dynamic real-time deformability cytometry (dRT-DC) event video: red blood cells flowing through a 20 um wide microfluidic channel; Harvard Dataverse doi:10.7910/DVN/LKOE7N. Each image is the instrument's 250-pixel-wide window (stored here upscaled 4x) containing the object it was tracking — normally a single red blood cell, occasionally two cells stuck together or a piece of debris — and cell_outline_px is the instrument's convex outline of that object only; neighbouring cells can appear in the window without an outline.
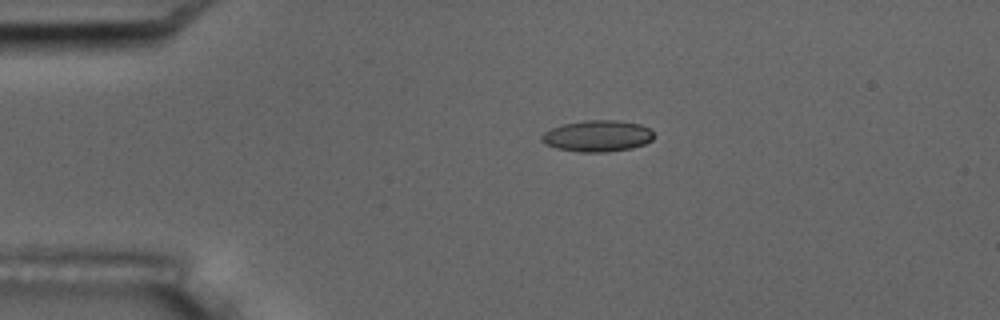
{"species": "common noctule bat (a hibernating species)", "species_latin": "Nyctalus noctula", "temperature_condition": "room temperature", "stored_images_in_passage": 4, "camera_frame_rate_fps": 3000, "um_per_image_px": 0.085, "animal": {"sex": "male", "body_mass_g": 17.5, "forearm_length_mm": 52.3}, "frame": {"image": 1, "passage_image": 2, "time_ms": 1.0, "image_size_px": [1000, 320], "cell_outline_px": [[656, 136], [652, 140], [644, 144], [632, 148], [608, 152], [580, 152], [556, 148], [544, 144], [540, 140], [540, 136], [544, 132], [552, 128], [564, 124], [584, 120], [616, 120], [640, 124], [648, 128]], "centroid_in_image_um": [50.77, 11.56], "position_along_channel_um": 34.2, "area_um2": 20.63}}